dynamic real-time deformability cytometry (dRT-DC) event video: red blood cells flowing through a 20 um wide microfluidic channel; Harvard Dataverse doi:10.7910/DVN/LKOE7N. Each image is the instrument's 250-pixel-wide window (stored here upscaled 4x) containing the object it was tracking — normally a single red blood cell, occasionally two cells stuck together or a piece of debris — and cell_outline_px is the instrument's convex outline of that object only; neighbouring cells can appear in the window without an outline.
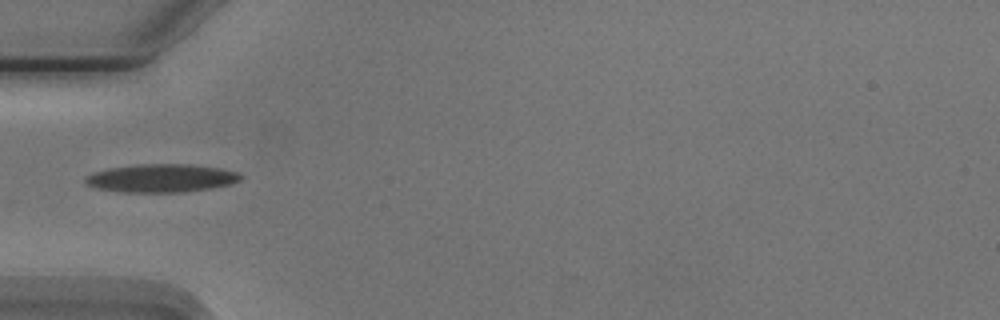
{"species": "Egyptian fruit bat (a non-hibernating species)", "species_latin": "Rousettus aegyptiacus", "temperature_condition": "cold", "stored_images_in_passage": 8, "camera_frame_rate_fps": 3000, "um_per_image_px": 0.085, "animal": {"sex": "male"}, "frame": {"image": 1, "passage_image": 5, "time_ms": 4.667, "image_size_px": [1000, 320], "cell_outline_px": [[244, 176], [240, 180], [232, 184], [212, 188], [184, 192], [124, 192], [96, 188], [88, 184], [84, 180], [84, 176], [92, 172], [108, 168], [136, 164], [188, 164], [220, 168], [236, 172]], "centroid_in_image_um": [13.71, 15.14], "position_along_channel_um": 71.3, "area_um2": 25.66}}
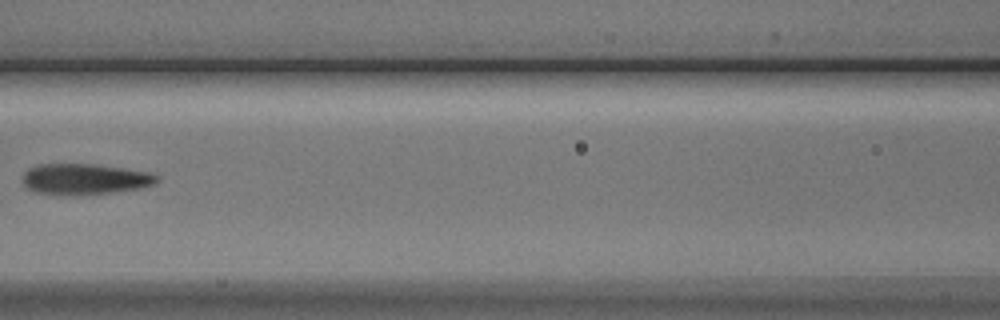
{"frame": {"image": 2, "passage_image": 7, "time_ms": 7.0, "image_size_px": [1000, 320], "cell_outline_px": [[160, 180], [156, 184], [140, 188], [112, 192], [72, 196], [36, 192], [28, 188], [24, 184], [24, 172], [28, 168], [36, 164], [96, 164], [152, 172], [160, 176]], "centroid_in_image_um": [7.26, 15.22], "position_along_channel_um": 159.3, "area_um2": 24.45}}
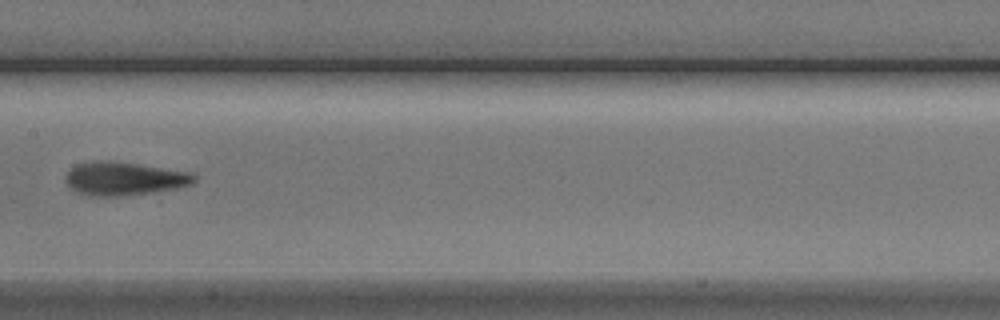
{"frame": {"image": 3, "passage_image": 8, "time_ms": 8.0, "image_size_px": [1000, 320], "cell_outline_px": [[196, 180], [192, 184], [176, 188], [120, 196], [88, 196], [72, 188], [64, 180], [64, 176], [76, 164], [92, 160], [108, 160], [192, 172], [196, 176]], "centroid_in_image_um": [10.53, 15.17], "position_along_channel_um": 196.9, "area_um2": 24.85}}